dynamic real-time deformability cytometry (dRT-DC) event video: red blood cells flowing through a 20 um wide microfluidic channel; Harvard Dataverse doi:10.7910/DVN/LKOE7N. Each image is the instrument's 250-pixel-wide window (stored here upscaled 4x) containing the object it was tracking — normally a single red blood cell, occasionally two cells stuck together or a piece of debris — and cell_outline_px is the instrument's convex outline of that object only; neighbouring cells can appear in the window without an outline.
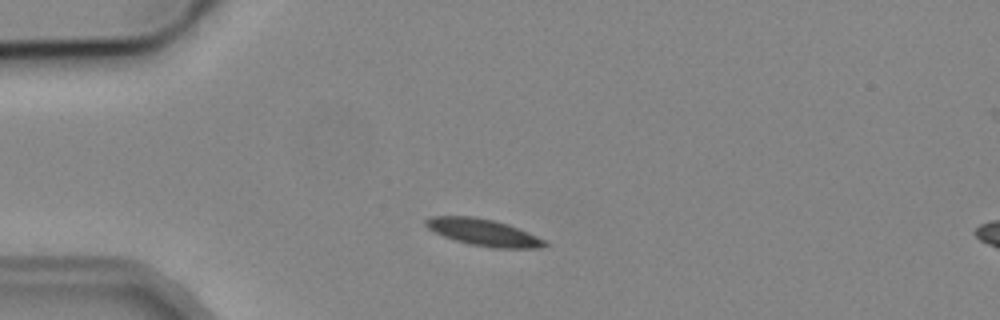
{"species": "common noctule bat (a hibernating species)", "species_latin": "Nyctalus noctula", "temperature_condition": "cold", "stored_images_in_passage": 2, "camera_frame_rate_fps": 3000, "um_per_image_px": 0.085, "animal": {"sex": "male", "body_mass_g": 19.2, "forearm_length_mm": 51.8}, "frame": {"image": 1, "passage_image": 1, "time_ms": 0.0, "image_size_px": [1000, 320], "cell_outline_px": [[548, 244], [540, 248], [492, 248], [472, 244], [456, 240], [444, 236], [428, 228], [424, 224], [424, 220], [432, 216], [472, 216], [492, 220], [508, 224], [528, 232], [544, 240]], "centroid_in_image_um": [41.09, 19.75], "position_along_channel_um": 43.9, "area_um2": 18.32}}